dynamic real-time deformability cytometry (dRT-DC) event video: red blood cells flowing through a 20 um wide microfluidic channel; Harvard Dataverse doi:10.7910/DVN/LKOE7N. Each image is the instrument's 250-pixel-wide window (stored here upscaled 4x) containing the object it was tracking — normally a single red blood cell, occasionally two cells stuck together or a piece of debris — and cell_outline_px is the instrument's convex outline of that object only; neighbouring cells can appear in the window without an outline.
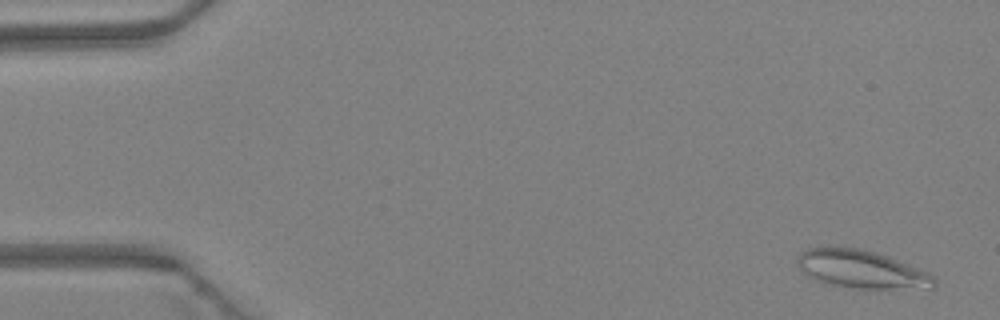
{"species": "Egyptian fruit bat (a non-hibernating species)", "species_latin": "Rousettus aegyptiacus", "temperature_condition": "warm", "stored_images_in_passage": 47, "camera_frame_rate_fps": 3000, "um_per_image_px": 0.085, "animal": {"sex": "female"}, "frame": {"image": 1, "passage_image": 2, "time_ms": 0.333, "image_size_px": [1000, 320], "cell_outline_px": [[936, 288], [844, 288], [828, 284], [816, 280], [808, 276], [800, 268], [796, 260], [800, 252], [808, 248], [828, 244], [860, 248], [876, 252], [888, 256], [916, 268], [932, 276], [936, 280]], "centroid_in_image_um": [73.13, 22.85], "position_along_channel_um": 11.9, "area_um2": 30.69}}
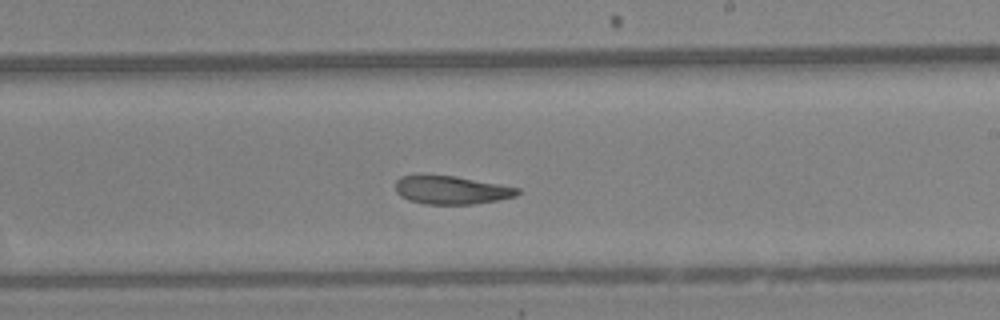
{"frame": {"image": 2, "passage_image": 28, "time_ms": 9.0, "image_size_px": [1000, 320], "cell_outline_px": [[520, 192], [516, 196], [496, 200], [472, 204], [424, 204], [408, 200], [400, 196], [396, 192], [396, 180], [400, 176], [420, 172], [456, 176], [520, 188]], "centroid_in_image_um": [38.27, 16.11], "position_along_channel_um": 250.7, "area_um2": 20.69}}
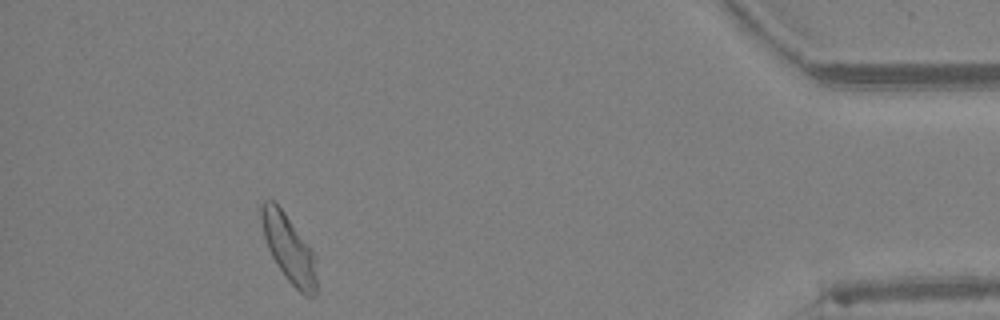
{"frame": {"image": 3, "passage_image": 43, "time_ms": 14.0, "image_size_px": [1000, 320], "cell_outline_px": [[316, 296], [304, 296], [288, 280], [272, 256], [268, 248], [264, 236], [260, 220], [260, 204], [264, 200], [272, 200], [284, 212], [316, 256]], "centroid_in_image_um": [24.55, 21.12], "position_along_channel_um": 410.7, "area_um2": 21.44}, "authors_computed_cell_mechanics": {"area_um2": 22.1374, "velocity_mm_per_s": 4.3222, "shape_relaxation_time_tau1_ms": null, "shape_relaxation_time_tau2_ms": 3.7267, "deformation_change_tau1": null, "deformation_change_tau2": 0.1144}}